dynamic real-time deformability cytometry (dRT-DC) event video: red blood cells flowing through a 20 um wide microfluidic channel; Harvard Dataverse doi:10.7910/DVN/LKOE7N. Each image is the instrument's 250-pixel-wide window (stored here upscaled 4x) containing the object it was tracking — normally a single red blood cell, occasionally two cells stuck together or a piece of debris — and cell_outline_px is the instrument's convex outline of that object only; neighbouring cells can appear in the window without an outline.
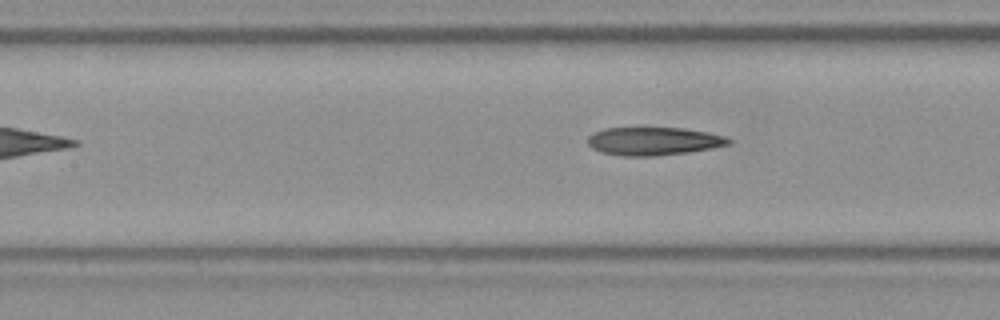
{"species": "Egyptian fruit bat (a non-hibernating species)", "species_latin": "Rousettus aegyptiacus", "temperature_condition": "room temperature", "stored_images_in_passage": 5, "camera_frame_rate_fps": 3000, "um_per_image_px": 0.085, "frame": {"image": 1, "passage_image": 5, "time_ms": 1.333, "image_size_px": [1000, 320], "cell_outline_px": [[732, 140], [728, 144], [712, 148], [688, 152], [656, 156], [620, 156], [600, 152], [592, 148], [588, 144], [588, 136], [592, 132], [604, 128], [684, 128], [708, 132], [724, 136]], "centroid_in_image_um": [55.51, 12.0], "position_along_channel_um": 151.9, "area_um2": 23.18}}